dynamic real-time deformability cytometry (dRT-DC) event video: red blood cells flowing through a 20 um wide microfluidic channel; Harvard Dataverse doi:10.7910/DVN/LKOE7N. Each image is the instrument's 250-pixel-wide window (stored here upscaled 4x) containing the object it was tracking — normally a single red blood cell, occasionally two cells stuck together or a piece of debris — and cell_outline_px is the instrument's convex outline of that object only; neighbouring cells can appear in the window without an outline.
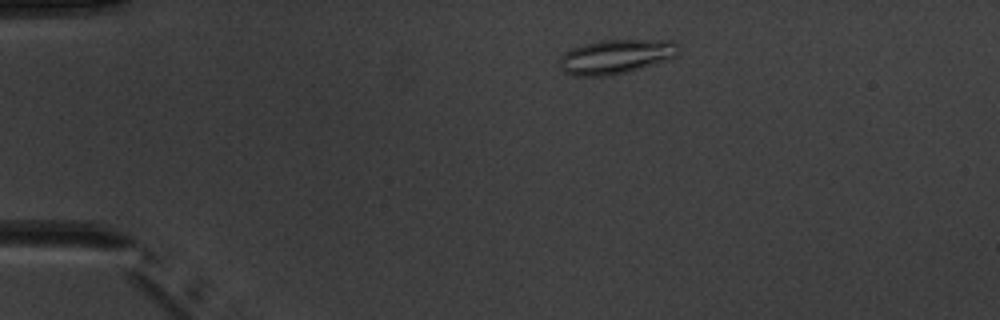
{"species": "common noctule bat (a hibernating species)", "species_latin": "Nyctalus noctula", "temperature_condition": "warm", "stored_images_in_passage": 5, "camera_frame_rate_fps": 3000, "um_per_image_px": 0.085, "animal": {"sex": "male", "body_mass_g": 20.1, "forearm_length_mm": 53.5}, "frame": {"image": 1, "passage_image": 2, "time_ms": 1.333, "image_size_px": [1000, 320], "cell_outline_px": [[680, 52], [676, 56], [668, 60], [628, 72], [612, 76], [576, 76], [564, 72], [560, 68], [560, 56], [564, 52], [572, 48], [584, 44], [600, 40], [672, 40], [680, 44]], "centroid_in_image_um": [52.39, 4.81], "position_along_channel_um": 32.6, "area_um2": 24.22}}
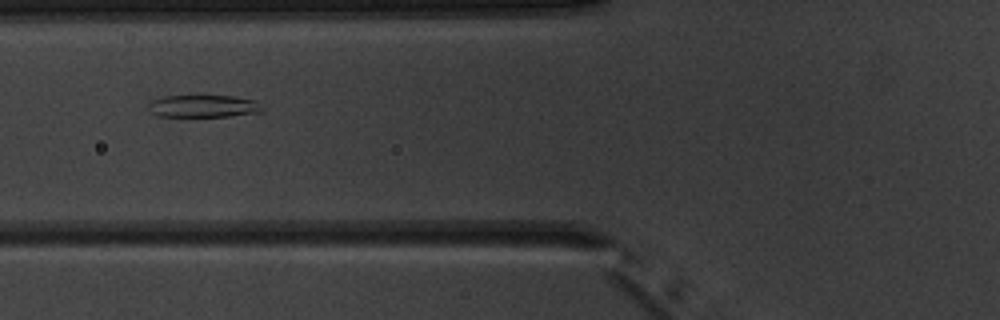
{"frame": {"image": 2, "passage_image": 5, "time_ms": 4.667, "image_size_px": [1000, 320], "cell_outline_px": [[264, 112], [228, 116], [160, 116], [148, 112], [148, 104], [152, 100], [160, 96], [232, 96], [256, 100], [264, 108]], "centroid_in_image_um": [17.29, 9.02], "position_along_channel_um": 108.5, "area_um2": 14.97}}